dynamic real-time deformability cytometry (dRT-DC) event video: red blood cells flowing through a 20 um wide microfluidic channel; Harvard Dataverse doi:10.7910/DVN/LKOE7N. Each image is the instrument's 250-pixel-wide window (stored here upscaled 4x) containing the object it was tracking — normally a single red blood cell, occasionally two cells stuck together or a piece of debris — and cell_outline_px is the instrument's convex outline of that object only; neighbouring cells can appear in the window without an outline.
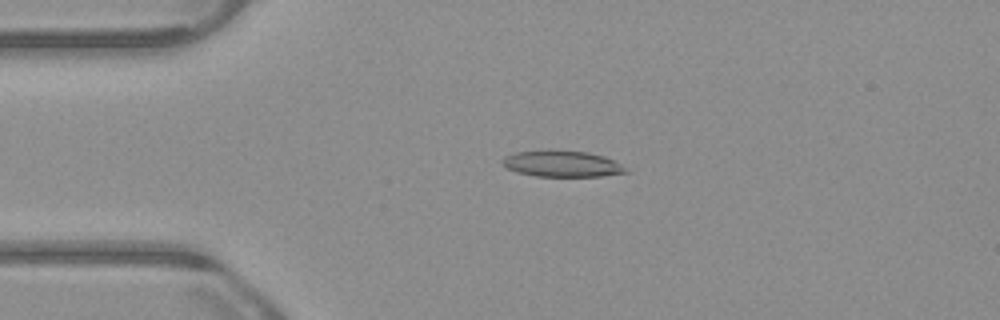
{"species": "common noctule bat (a hibernating species)", "species_latin": "Nyctalus noctula", "temperature_condition": "warm", "stored_images_in_passage": 53, "camera_frame_rate_fps": 3000, "um_per_image_px": 0.085, "animal": {"sex": "male", "body_mass_g": 23.1, "forearm_length_mm": 52.7}, "frame": {"image": 1, "passage_image": 12, "time_ms": 3.667, "image_size_px": [1000, 320], "cell_outline_px": [[628, 172], [604, 176], [536, 176], [516, 172], [500, 164], [500, 160], [504, 156], [516, 152], [548, 148], [588, 152], [604, 156], [620, 164]], "centroid_in_image_um": [47.69, 13.89], "position_along_channel_um": 37.3, "area_um2": 19.25}}
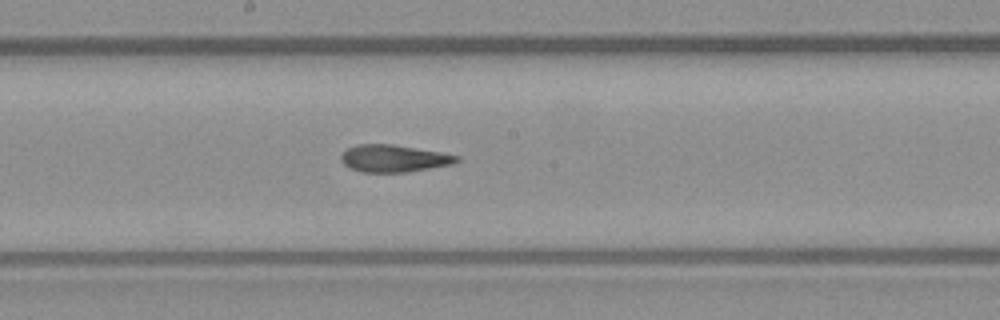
{"frame": {"image": 2, "passage_image": 28, "time_ms": 9.0, "image_size_px": [1000, 320], "cell_outline_px": [[460, 160], [452, 164], [404, 172], [360, 172], [348, 168], [340, 160], [340, 156], [348, 148], [356, 144], [392, 144], [440, 152], [460, 156]], "centroid_in_image_um": [33.43, 13.46], "position_along_channel_um": 214.8, "area_um2": 18.26}}
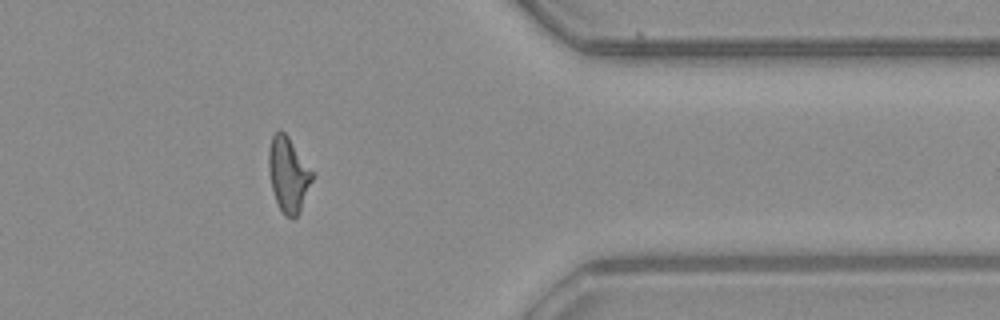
{"frame": {"image": 3, "passage_image": 43, "time_ms": 14.0, "image_size_px": [1000, 320], "cell_outline_px": [[312, 180], [300, 212], [292, 220], [284, 216], [276, 200], [272, 188], [268, 168], [268, 148], [272, 136], [280, 128], [288, 136], [312, 172]], "centroid_in_image_um": [24.48, 14.84], "position_along_channel_um": 386.9, "area_um2": 18.79}, "authors_computed_cell_mechanics": {"area_um2": 18.9006, "velocity_mm_per_s": 3.878, "shape_relaxation_time_tau1_ms": null, "shape_relaxation_time_tau2_ms": 3.7066, "deformation_change_tau1": null, "deformation_change_tau2": 0.1403}}